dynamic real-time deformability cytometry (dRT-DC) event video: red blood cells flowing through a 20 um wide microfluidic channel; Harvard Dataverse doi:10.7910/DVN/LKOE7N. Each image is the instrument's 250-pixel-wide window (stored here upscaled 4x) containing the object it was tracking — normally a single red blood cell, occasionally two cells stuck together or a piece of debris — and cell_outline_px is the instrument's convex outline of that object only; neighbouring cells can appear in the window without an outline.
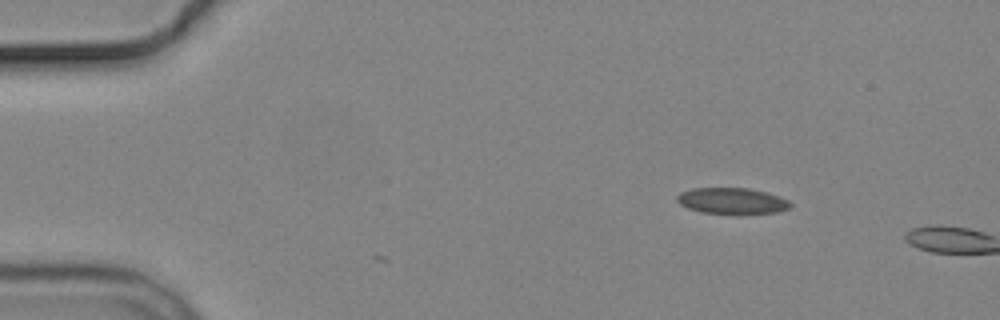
{"species": "common noctule bat (a hibernating species)", "species_latin": "Nyctalus noctula", "temperature_condition": "cold", "stored_images_in_passage": 2, "camera_frame_rate_fps": 3000, "um_per_image_px": 0.085, "animal": {"sex": "male", "body_mass_g": 19.2, "forearm_length_mm": 51.8}, "frame": {"image": 1, "passage_image": 1, "time_ms": 0.0, "image_size_px": [1000, 320], "cell_outline_px": [[792, 208], [776, 212], [700, 212], [688, 208], [680, 204], [676, 200], [676, 196], [680, 192], [692, 188], [748, 188], [768, 192], [780, 196], [788, 200], [792, 204]], "centroid_in_image_um": [62.22, 17.04], "position_along_channel_um": 22.8, "area_um2": 16.94}}